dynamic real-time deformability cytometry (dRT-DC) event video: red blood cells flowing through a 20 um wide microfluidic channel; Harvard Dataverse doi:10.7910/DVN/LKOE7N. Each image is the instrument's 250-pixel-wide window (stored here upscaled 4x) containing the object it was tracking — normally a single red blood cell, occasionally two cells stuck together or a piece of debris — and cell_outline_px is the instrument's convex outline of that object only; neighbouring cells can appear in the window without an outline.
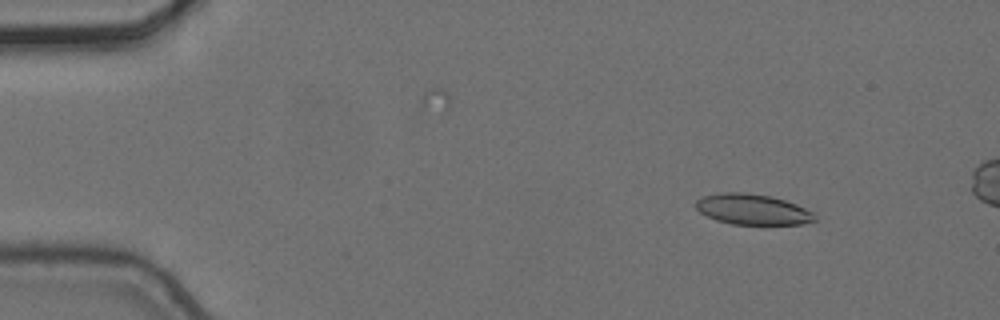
{"species": "common noctule bat (a hibernating species)", "species_latin": "Nyctalus noctula", "temperature_condition": "cold", "stored_images_in_passage": 4, "camera_frame_rate_fps": 3000, "um_per_image_px": 0.085, "animal": {"sex": "female", "body_mass_g": 24.6, "forearm_length_mm": 56.2}, "frame": {"image": 1, "passage_image": 1, "time_ms": 0.0, "image_size_px": [1000, 320], "cell_outline_px": [[816, 220], [800, 224], [732, 224], [716, 220], [700, 212], [696, 208], [696, 200], [704, 196], [720, 192], [744, 192], [768, 196], [784, 200], [796, 204], [812, 212], [816, 216]], "centroid_in_image_um": [63.94, 17.79], "position_along_channel_um": 21.1, "area_um2": 20.98}}